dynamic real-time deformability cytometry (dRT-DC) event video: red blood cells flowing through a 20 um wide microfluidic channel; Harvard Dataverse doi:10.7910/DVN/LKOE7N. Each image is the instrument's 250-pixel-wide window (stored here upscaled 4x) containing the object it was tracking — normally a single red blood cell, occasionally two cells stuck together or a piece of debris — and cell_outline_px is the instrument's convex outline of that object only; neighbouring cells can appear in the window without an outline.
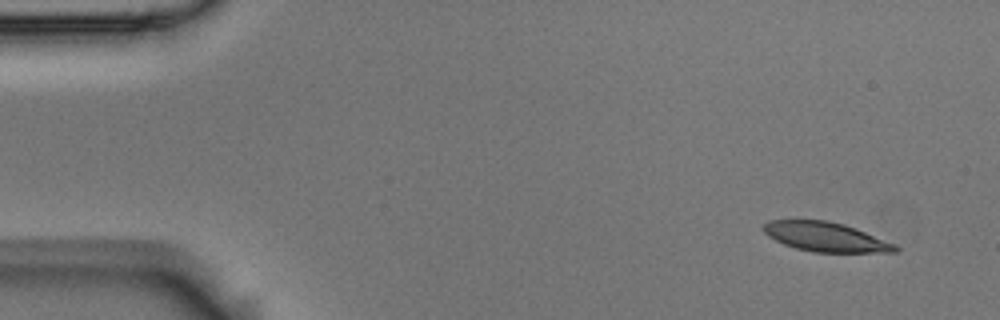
{"species": "Egyptian fruit bat (a non-hibernating species)", "species_latin": "Rousettus aegyptiacus", "temperature_condition": "room temperature", "stored_images_in_passage": 5, "camera_frame_rate_fps": 3000, "um_per_image_px": 0.085, "animal": {"sex": "male"}, "frame": {"image": 1, "passage_image": 1, "time_ms": 0.0, "image_size_px": [1000, 320], "cell_outline_px": [[900, 248], [896, 252], [812, 252], [796, 248], [784, 244], [768, 236], [760, 228], [768, 220], [824, 220], [844, 224], [856, 228], [896, 244]], "centroid_in_image_um": [70.17, 20.13], "position_along_channel_um": 14.8, "area_um2": 22.6}}
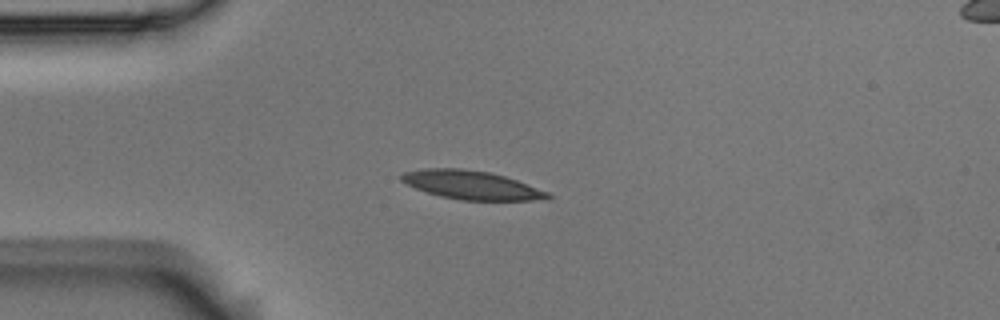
{"frame": {"image": 2, "passage_image": 4, "time_ms": 1.0, "image_size_px": [1000, 320], "cell_outline_px": [[552, 196], [548, 200], [460, 200], [440, 196], [416, 188], [400, 180], [400, 176], [404, 172], [424, 168], [460, 168], [488, 172], [504, 176], [516, 180], [548, 192]], "centroid_in_image_um": [40.08, 15.73], "position_along_channel_um": 44.9, "area_um2": 24.22}}